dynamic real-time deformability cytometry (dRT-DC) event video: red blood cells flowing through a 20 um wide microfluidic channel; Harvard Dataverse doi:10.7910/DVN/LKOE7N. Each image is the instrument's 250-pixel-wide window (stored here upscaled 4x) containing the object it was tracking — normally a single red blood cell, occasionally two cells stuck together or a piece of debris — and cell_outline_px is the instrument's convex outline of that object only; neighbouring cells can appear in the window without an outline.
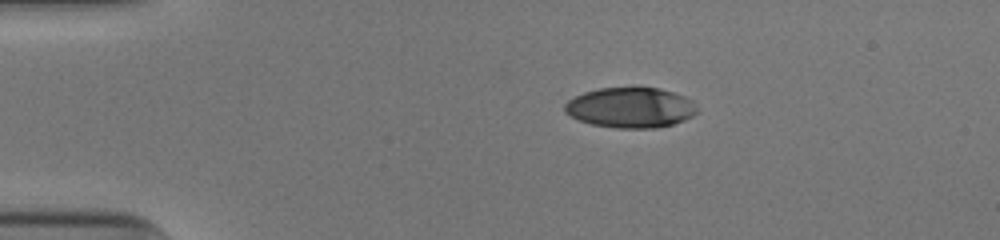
{"species": "human", "species_latin": "Homo sapiens", "temperature_condition": "cold", "stored_images_in_passage": 43, "camera_frame_rate_fps": 3000, "um_per_image_px": 0.085, "donor": {"sex": "male"}, "frame": {"image": 1, "passage_image": 1, "time_ms": 0.0, "image_size_px": [1000, 240], "cell_outline_px": [[696, 112], [692, 116], [684, 120], [672, 124], [656, 128], [616, 128], [592, 124], [580, 120], [564, 112], [564, 104], [568, 100], [584, 92], [600, 88], [660, 88], [684, 96], [692, 100], [696, 108]], "centroid_in_image_um": [53.59, 9.15], "position_along_channel_um": 31.4, "area_um2": 30.87}}
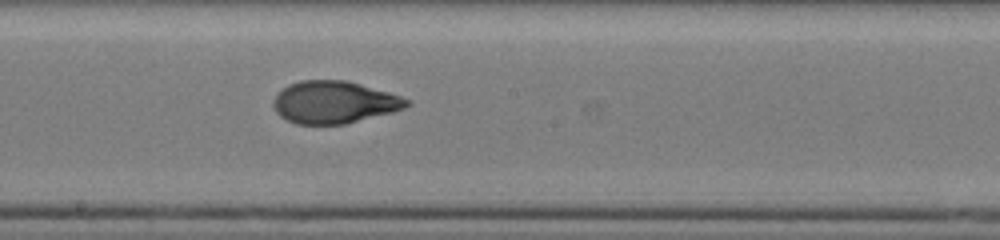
{"frame": {"image": 2, "passage_image": 20, "time_ms": 6.333, "image_size_px": [1000, 240], "cell_outline_px": [[412, 104], [404, 108], [392, 112], [344, 124], [296, 124], [280, 116], [276, 112], [272, 104], [272, 100], [276, 92], [288, 84], [300, 80], [348, 80], [388, 92], [412, 100]], "centroid_in_image_um": [28.38, 8.68], "position_along_channel_um": 219.8, "area_um2": 33.12}}
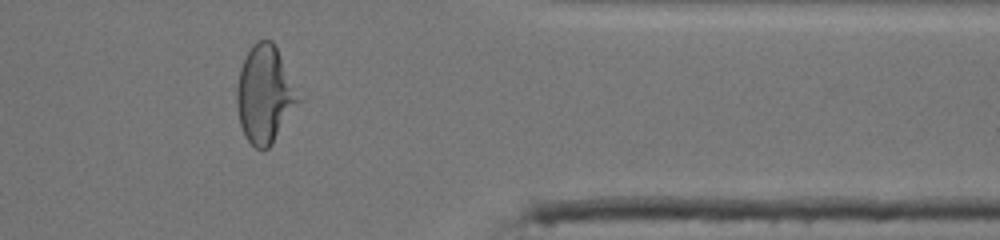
{"frame": {"image": 3, "passage_image": 34, "time_ms": 11.0, "image_size_px": [1000, 240], "cell_outline_px": [[304, 100], [272, 144], [268, 148], [256, 148], [244, 136], [240, 124], [236, 104], [236, 88], [240, 68], [252, 44], [260, 40], [272, 40], [304, 96]], "centroid_in_image_um": [22.58, 8.03], "position_along_channel_um": 388.8, "area_um2": 35.89}, "authors_computed_cell_mechanics": {"area_um2": 33.1194, "velocity_mm_per_s": 3.9408, "shape_relaxation_time_tau1_ms": 7.2185, "shape_relaxation_time_tau2_ms": 0.9675, "deformation_change_tau1": 0.2797, "deformation_change_tau2": 0.0602}}